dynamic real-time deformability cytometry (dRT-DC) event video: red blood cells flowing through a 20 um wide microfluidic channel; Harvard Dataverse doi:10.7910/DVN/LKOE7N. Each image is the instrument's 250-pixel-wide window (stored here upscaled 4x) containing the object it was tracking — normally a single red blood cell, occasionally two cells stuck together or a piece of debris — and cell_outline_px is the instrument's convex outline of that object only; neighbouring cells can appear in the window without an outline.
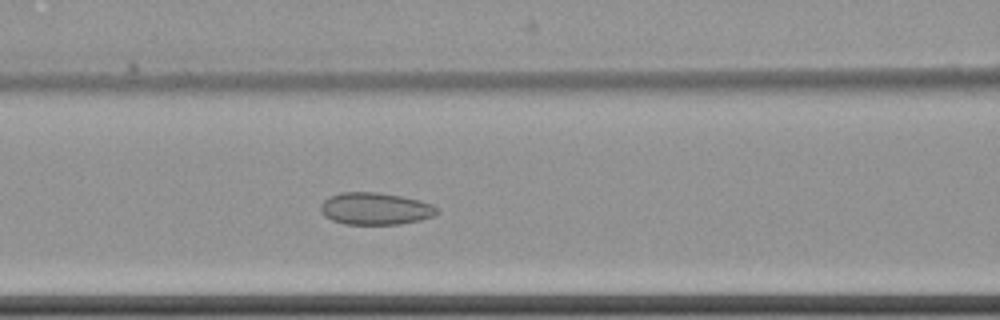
{"species": "common noctule bat (a hibernating species)", "species_latin": "Nyctalus noctula", "temperature_condition": "cold", "stored_images_in_passage": 54, "camera_frame_rate_fps": 3000, "um_per_image_px": 0.085, "animal": {"sex": "female", "body_mass_g": 22.7, "forearm_length_mm": 54.2}, "frame": {"image": 1, "passage_image": 27, "time_ms": 8.667, "image_size_px": [1000, 320], "cell_outline_px": [[440, 212], [432, 216], [420, 220], [400, 224], [344, 224], [332, 220], [324, 216], [320, 212], [320, 204], [328, 196], [340, 192], [380, 192], [404, 196], [420, 200], [432, 204], [440, 208]], "centroid_in_image_um": [31.9, 17.72], "position_along_channel_um": 134.7, "area_um2": 22.2}}
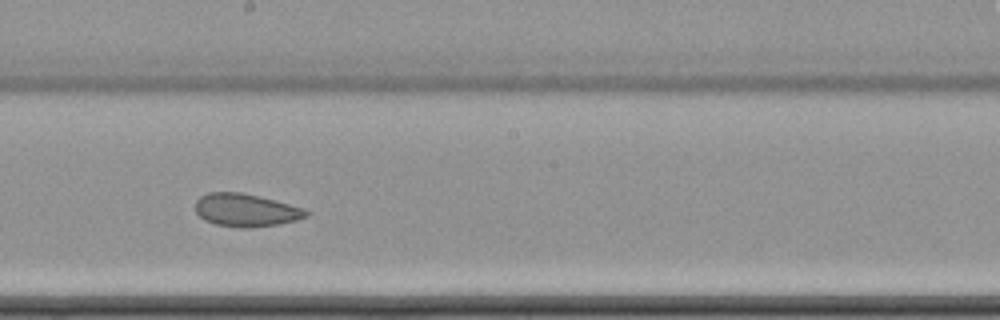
{"frame": {"image": 2, "passage_image": 35, "time_ms": 11.333, "image_size_px": [1000, 320], "cell_outline_px": [[308, 216], [296, 220], [280, 224], [248, 228], [240, 228], [216, 224], [204, 220], [196, 212], [196, 200], [200, 196], [208, 192], [240, 192], [304, 208], [308, 212]], "centroid_in_image_um": [20.87, 17.87], "position_along_channel_um": 227.3, "area_um2": 21.04}}
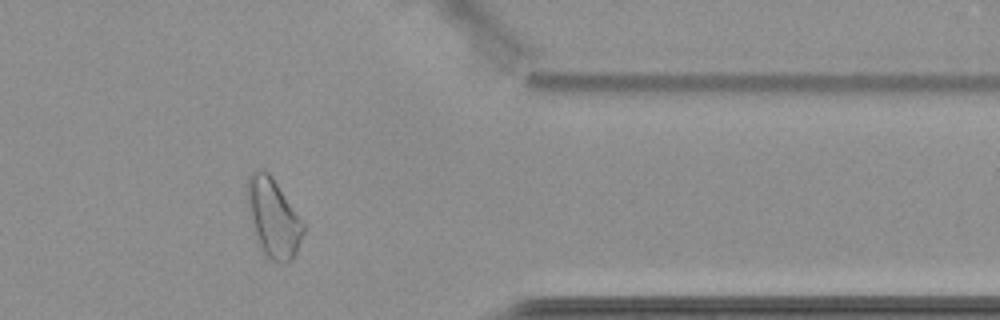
{"frame": {"image": 3, "passage_image": 50, "time_ms": 16.333, "image_size_px": [1000, 320], "cell_outline_px": [[304, 232], [296, 252], [288, 264], [280, 264], [272, 260], [264, 252], [260, 244], [252, 220], [248, 200], [248, 176], [256, 168], [260, 168], [268, 172], [272, 176], [304, 224]], "centroid_in_image_um": [23.26, 18.51], "position_along_channel_um": 388.1, "area_um2": 24.85}, "authors_computed_cell_mechanics": {"area_um2": 23.9292, "velocity_mm_per_s": 3.4755, "shape_relaxation_time_tau1_ms": null, "shape_relaxation_time_tau2_ms": 3.226, "deformation_change_tau1": null, "deformation_change_tau2": 0.0882}}